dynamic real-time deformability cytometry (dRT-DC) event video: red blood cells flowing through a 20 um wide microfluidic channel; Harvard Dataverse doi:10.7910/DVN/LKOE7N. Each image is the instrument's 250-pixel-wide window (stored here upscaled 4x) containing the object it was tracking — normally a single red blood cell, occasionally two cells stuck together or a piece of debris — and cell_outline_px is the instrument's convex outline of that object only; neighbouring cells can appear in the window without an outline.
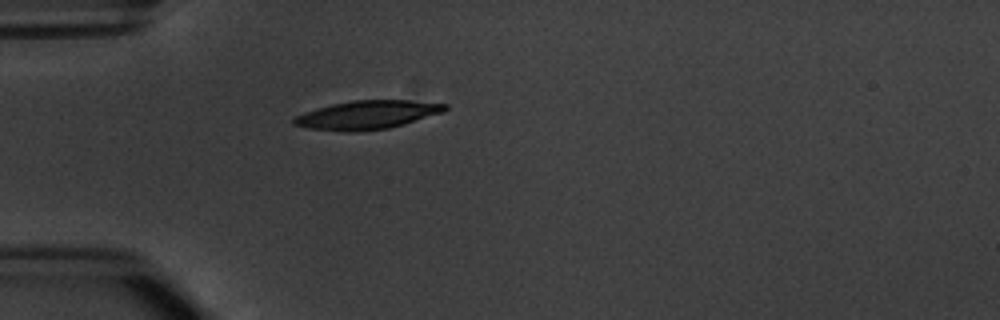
{"species": "common noctule bat (a hibernating species)", "species_latin": "Nyctalus noctula", "temperature_condition": "warm", "stored_images_in_passage": 6, "camera_frame_rate_fps": 3000, "um_per_image_px": 0.085, "animal": {"sex": "male", "body_mass_g": 20.1, "forearm_length_mm": 53.5}, "frame": {"image": 1, "passage_image": 6, "time_ms": 6.0, "image_size_px": [1000, 320], "cell_outline_px": [[448, 108], [444, 112], [388, 128], [352, 132], [308, 128], [292, 124], [292, 120], [296, 116], [304, 112], [316, 108], [332, 104], [352, 100], [408, 100], [448, 104]], "centroid_in_image_um": [31.2, 9.75], "position_along_channel_um": 53.8, "area_um2": 24.97}}